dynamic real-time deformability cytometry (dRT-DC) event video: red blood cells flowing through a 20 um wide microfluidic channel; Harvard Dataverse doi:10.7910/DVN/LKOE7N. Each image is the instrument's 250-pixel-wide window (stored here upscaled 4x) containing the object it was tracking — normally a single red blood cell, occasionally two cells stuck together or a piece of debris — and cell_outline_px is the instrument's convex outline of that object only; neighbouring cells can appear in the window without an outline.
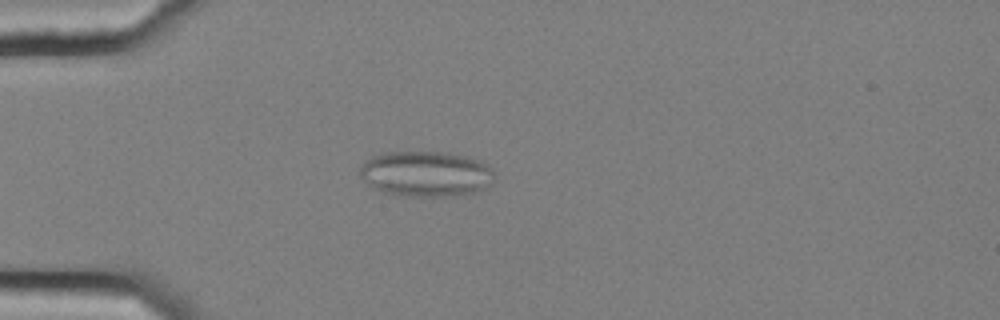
{"species": "common noctule bat (a hibernating species)", "species_latin": "Nyctalus noctula", "temperature_condition": "cold", "stored_images_in_passage": 52, "camera_frame_rate_fps": 3000, "um_per_image_px": 0.085, "animal": {"sex": "female", "body_mass_g": 25.1}, "frame": {"image": 1, "passage_image": 12, "time_ms": 3.667, "image_size_px": [1000, 320], "cell_outline_px": [[492, 180], [484, 188], [472, 192], [452, 196], [396, 196], [380, 192], [372, 188], [360, 176], [360, 168], [364, 160], [372, 156], [384, 152], [448, 152], [480, 160], [492, 168]], "centroid_in_image_um": [36.13, 14.78], "position_along_channel_um": 48.9, "area_um2": 35.84}}
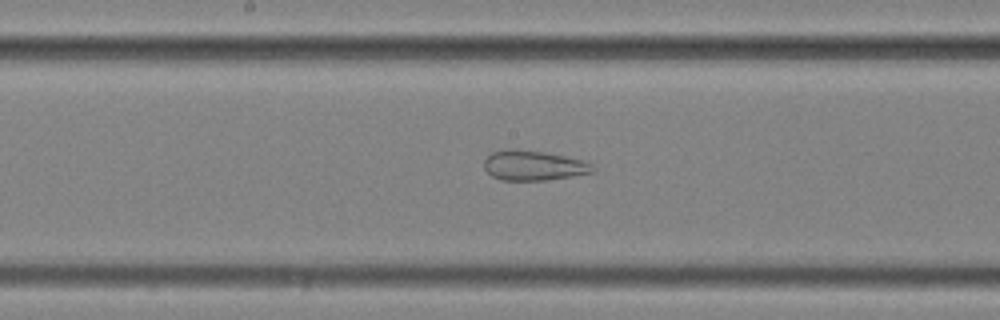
{"frame": {"image": 2, "passage_image": 26, "time_ms": 8.333, "image_size_px": [1000, 320], "cell_outline_px": [[596, 172], [548, 180], [500, 180], [492, 176], [484, 168], [484, 160], [492, 152], [516, 148], [544, 152], [584, 160], [592, 164], [596, 168]], "centroid_in_image_um": [45.38, 14.07], "position_along_channel_um": 202.8, "area_um2": 19.07}}
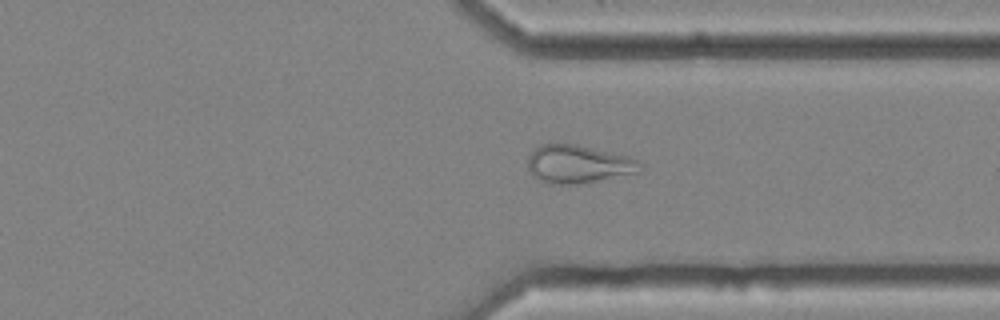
{"frame": {"image": 3, "passage_image": 39, "time_ms": 12.667, "image_size_px": [1000, 320], "cell_outline_px": [[640, 172], [576, 184], [560, 184], [544, 180], [536, 176], [528, 168], [528, 156], [540, 144], [576, 144], [628, 156], [636, 160], [640, 164]], "centroid_in_image_um": [49.16, 13.93], "position_along_channel_um": 362.2, "area_um2": 24.22}, "authors_computed_cell_mechanics": {"area_um2": 26.6747, "velocity_mm_per_s": 3.6693, "shape_relaxation_time_tau1_ms": null, "shape_relaxation_time_tau2_ms": 1.9739, "deformation_change_tau1": null, "deformation_change_tau2": 0.0947}}